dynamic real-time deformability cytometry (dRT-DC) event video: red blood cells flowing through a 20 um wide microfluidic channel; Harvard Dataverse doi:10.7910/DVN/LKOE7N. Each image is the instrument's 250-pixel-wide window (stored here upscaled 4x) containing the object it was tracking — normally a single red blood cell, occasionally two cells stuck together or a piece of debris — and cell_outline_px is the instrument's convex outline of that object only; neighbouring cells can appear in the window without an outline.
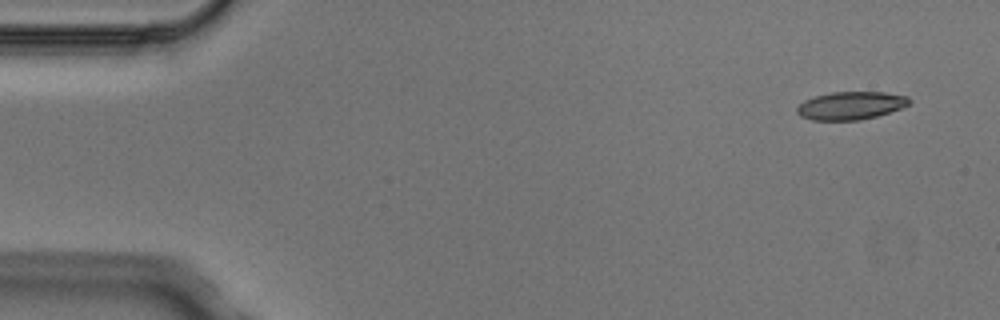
{"species": "Egyptian fruit bat (a non-hibernating species)", "species_latin": "Rousettus aegyptiacus", "temperature_condition": "cold", "stored_images_in_passage": 4, "camera_frame_rate_fps": 3000, "um_per_image_px": 0.085, "animal": {"sex": "male"}, "frame": {"image": 1, "passage_image": 1, "time_ms": 0.0, "image_size_px": [1000, 320], "cell_outline_px": [[912, 100], [908, 104], [900, 108], [876, 116], [860, 120], [812, 120], [800, 116], [796, 112], [796, 108], [804, 100], [816, 96], [832, 92], [884, 92], [908, 96]], "centroid_in_image_um": [72.3, 8.97], "position_along_channel_um": 12.7, "area_um2": 18.21}}